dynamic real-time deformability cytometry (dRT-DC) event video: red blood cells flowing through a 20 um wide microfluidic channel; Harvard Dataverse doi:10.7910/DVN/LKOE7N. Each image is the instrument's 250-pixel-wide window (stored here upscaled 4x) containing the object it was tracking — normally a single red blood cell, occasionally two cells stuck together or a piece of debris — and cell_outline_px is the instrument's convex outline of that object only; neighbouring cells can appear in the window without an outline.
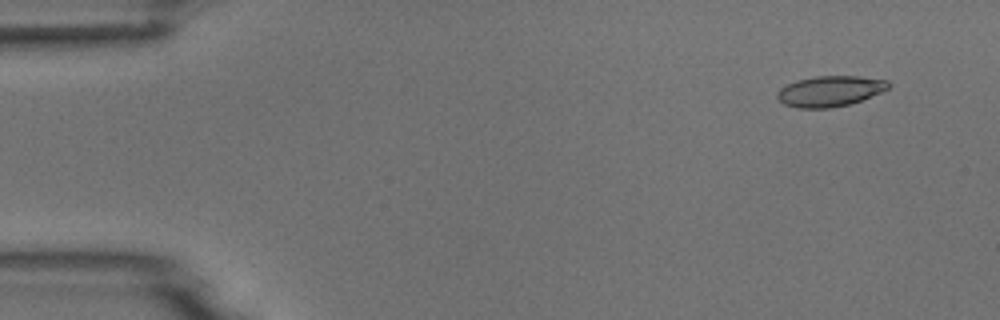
{"species": "common noctule bat (a hibernating species)", "species_latin": "Nyctalus noctula", "temperature_condition": "room temperature", "stored_images_in_passage": 14, "camera_frame_rate_fps": 3000, "um_per_image_px": 0.085, "animal": {"sex": "male", "body_mass_g": 18.8}, "frame": {"image": 1, "passage_image": 1, "time_ms": 0.0, "image_size_px": [1000, 320], "cell_outline_px": [[892, 84], [888, 88], [880, 92], [860, 100], [848, 104], [828, 108], [800, 108], [784, 104], [776, 96], [776, 92], [780, 88], [796, 80], [816, 76], [856, 76], [888, 80]], "centroid_in_image_um": [70.53, 7.74], "position_along_channel_um": 14.5, "area_um2": 19.65}}
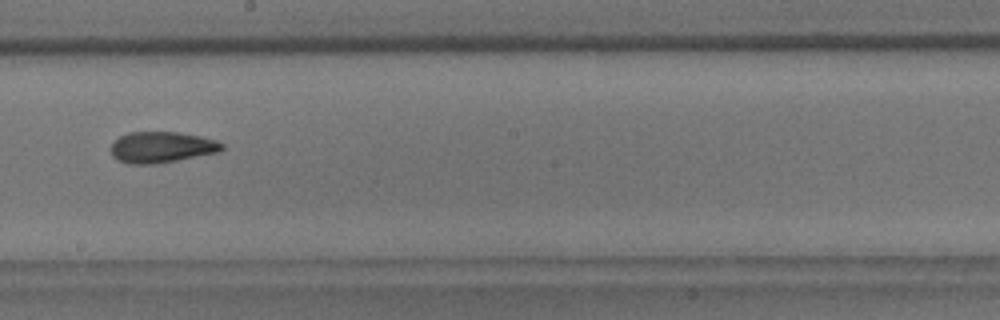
{"frame": {"image": 2, "passage_image": 8, "time_ms": 8.667, "image_size_px": [1000, 320], "cell_outline_px": [[224, 148], [220, 152], [156, 164], [128, 164], [116, 160], [112, 156], [112, 144], [120, 136], [128, 132], [176, 132], [200, 136], [216, 140], [224, 144]], "centroid_in_image_um": [13.75, 12.52], "position_along_channel_um": 234.5, "area_um2": 20.17}}
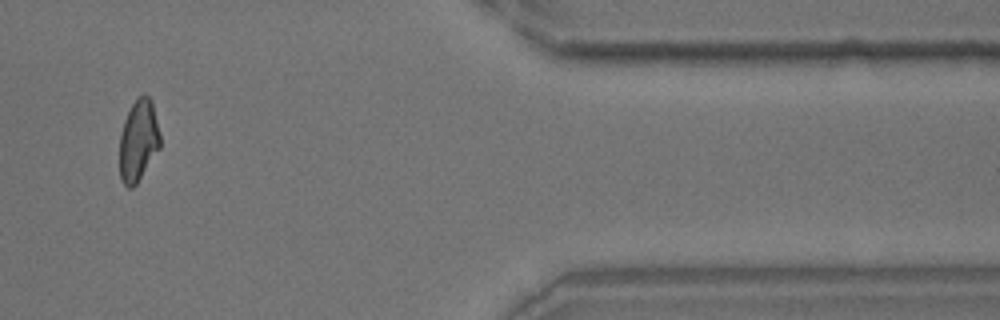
{"frame": {"image": 3, "passage_image": 12, "time_ms": 14.0, "image_size_px": [1000, 320], "cell_outline_px": [[160, 148], [136, 184], [132, 188], [128, 188], [120, 180], [120, 136], [124, 120], [136, 96], [144, 92], [152, 100], [160, 136]], "centroid_in_image_um": [11.76, 11.92], "position_along_channel_um": 399.6, "area_um2": 19.36}}